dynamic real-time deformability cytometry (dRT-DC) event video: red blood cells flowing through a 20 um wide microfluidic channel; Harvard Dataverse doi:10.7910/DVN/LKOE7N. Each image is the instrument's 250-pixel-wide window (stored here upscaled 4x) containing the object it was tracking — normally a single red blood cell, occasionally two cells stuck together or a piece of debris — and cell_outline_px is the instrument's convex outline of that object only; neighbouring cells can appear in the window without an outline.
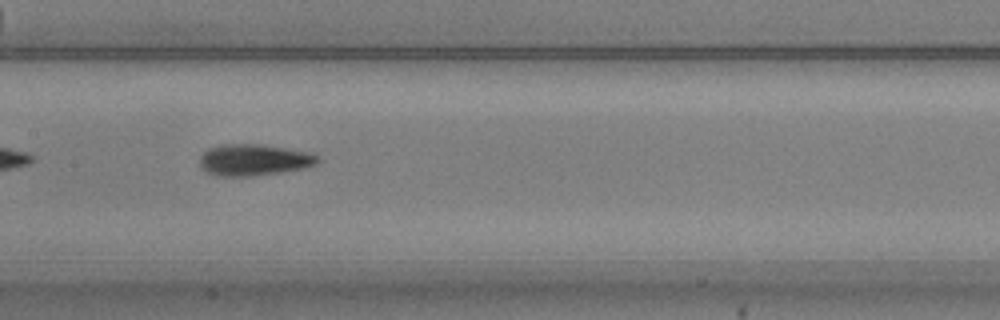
{"species": "common noctule bat (a hibernating species)", "species_latin": "Nyctalus noctula", "temperature_condition": "warm", "stored_images_in_passage": 28, "camera_frame_rate_fps": 3000, "um_per_image_px": 0.085, "animal": {"sex": "male", "body_mass_g": 20.5, "forearm_length_mm": 52.5}, "frame": {"image": 1, "passage_image": 12, "time_ms": 3.667, "image_size_px": [1000, 320], "cell_outline_px": [[320, 160], [316, 164], [304, 168], [280, 172], [252, 176], [216, 176], [204, 172], [200, 168], [200, 156], [208, 148], [220, 144], [264, 144], [312, 152]], "centroid_in_image_um": [21.55, 13.58], "position_along_channel_um": 185.8, "area_um2": 21.96}}
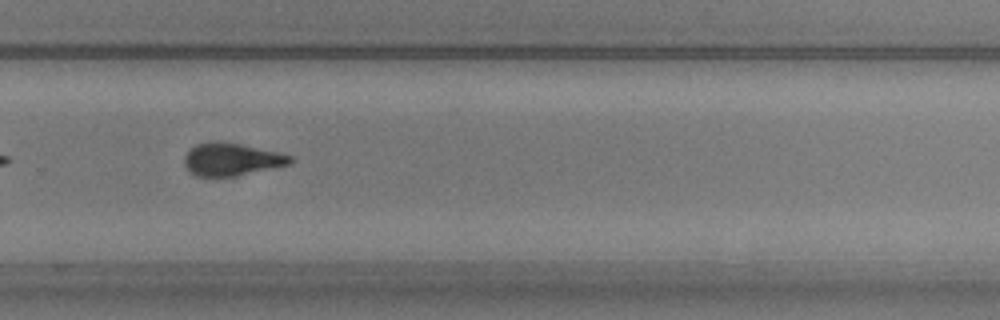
{"frame": {"image": 2, "passage_image": 22, "time_ms": 7.0, "image_size_px": [1000, 320], "cell_outline_px": [[292, 164], [236, 176], [196, 176], [188, 172], [184, 164], [184, 156], [196, 144], [240, 144], [276, 152], [292, 156]], "centroid_in_image_um": [19.69, 13.6], "position_along_channel_um": 310.1, "area_um2": 19.48}, "authors_computed_cell_mechanics": {"area_um2": 19.941, "velocity_mm_per_s": 3.7431, "shape_relaxation_time_tau1_ms": 2.9105, "shape_relaxation_time_tau2_ms": 4.0019, "deformation_change_tau1": 0.1622, "deformation_change_tau2": 0.1416}}